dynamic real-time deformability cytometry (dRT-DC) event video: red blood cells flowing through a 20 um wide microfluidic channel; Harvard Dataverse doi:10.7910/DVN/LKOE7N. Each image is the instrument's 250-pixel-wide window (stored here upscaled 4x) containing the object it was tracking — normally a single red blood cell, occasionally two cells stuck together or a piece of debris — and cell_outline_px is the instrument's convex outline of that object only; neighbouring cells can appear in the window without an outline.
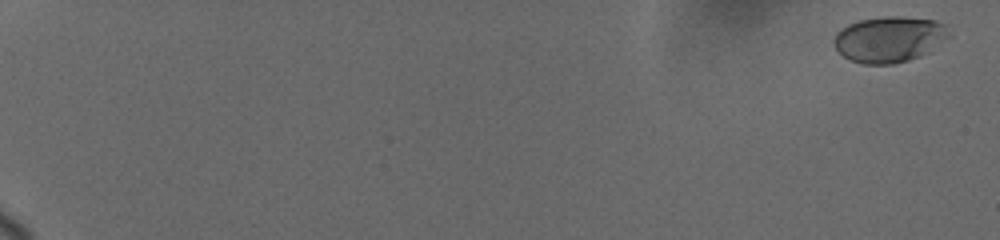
{"species": "human", "species_latin": "Homo sapiens", "temperature_condition": "cold", "stored_images_in_passage": 52, "camera_frame_rate_fps": 3000, "um_per_image_px": 0.085, "donor": {"sex": "female"}, "frame": {"image": 1, "passage_image": 1, "time_ms": 0.0, "image_size_px": [1000, 240], "cell_outline_px": [[952, 36], [920, 56], [908, 60], [892, 64], [864, 64], [852, 60], [844, 56], [832, 44], [832, 40], [836, 32], [848, 24], [860, 20], [884, 16], [896, 16], [936, 20], [948, 24]], "centroid_in_image_um": [75.62, 3.32], "position_along_channel_um": 9.4, "area_um2": 30.98}}
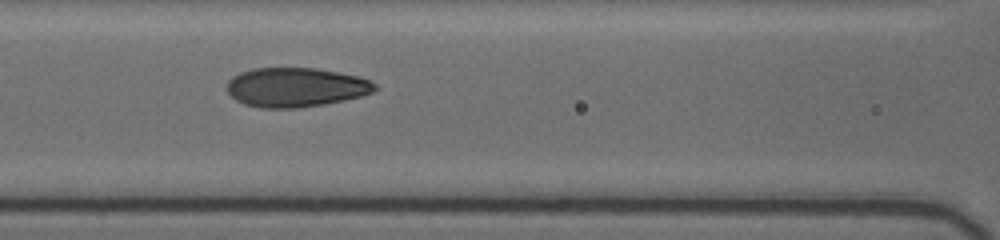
{"frame": {"image": 2, "passage_image": 27, "time_ms": 9.667, "image_size_px": [1000, 240], "cell_outline_px": [[376, 88], [372, 92], [360, 96], [344, 100], [324, 104], [300, 108], [260, 108], [244, 104], [236, 100], [228, 92], [228, 80], [232, 76], [240, 72], [252, 68], [316, 68], [360, 76], [376, 84]], "centroid_in_image_um": [25.12, 7.42], "position_along_channel_um": 141.5, "area_um2": 33.93}}
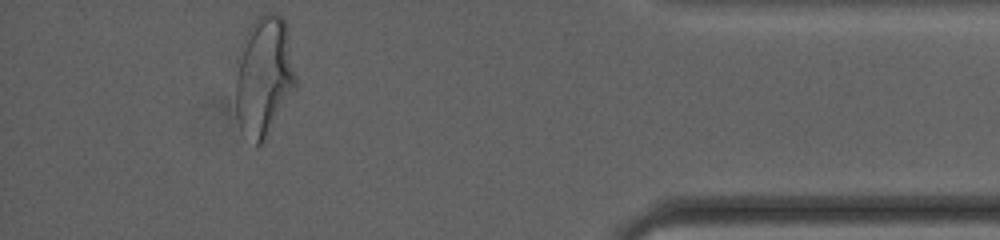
{"frame": {"image": 3, "passage_image": 50, "time_ms": 18.0, "image_size_px": [1000, 240], "cell_outline_px": [[296, 88], [264, 144], [256, 144], [240, 128], [236, 116], [236, 56], [244, 36], [248, 28], [256, 16], [264, 12], [272, 12], [280, 16], [284, 20], [288, 28], [296, 80]], "centroid_in_image_um": [22.43, 6.46], "position_along_channel_um": 412.8, "area_um2": 42.89}, "authors_computed_cell_mechanics": {"area_um2": 33.8708, "velocity_mm_per_s": 3.6719, "shape_relaxation_time_tau1_ms": 3.551, "shape_relaxation_time_tau2_ms": 0.731, "deformation_change_tau1": 0.1587, "deformation_change_tau2": 0.0622}}